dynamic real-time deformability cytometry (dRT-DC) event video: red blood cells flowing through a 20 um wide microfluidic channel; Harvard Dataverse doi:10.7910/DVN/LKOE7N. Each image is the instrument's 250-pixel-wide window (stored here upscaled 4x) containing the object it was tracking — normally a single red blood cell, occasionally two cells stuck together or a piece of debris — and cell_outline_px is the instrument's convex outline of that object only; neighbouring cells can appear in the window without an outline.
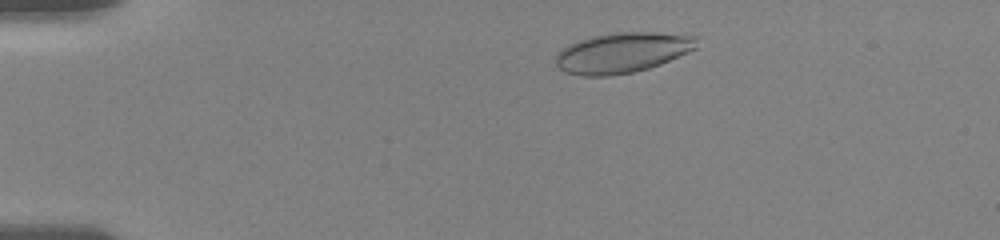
{"species": "human", "species_latin": "Homo sapiens", "temperature_condition": "room temperature", "stored_images_in_passage": 75, "camera_frame_rate_fps": 3000, "um_per_image_px": 0.085, "donor": {"sex": "female"}, "frame": {"image": 1, "passage_image": 9, "time_ms": 1.667, "image_size_px": [1000, 240], "cell_outline_px": [[700, 36], [696, 48], [688, 52], [660, 64], [648, 68], [632, 72], [608, 76], [580, 76], [564, 72], [556, 64], [556, 52], [568, 44], [592, 36], [616, 32], [652, 32]], "centroid_in_image_um": [52.89, 4.47], "position_along_channel_um": 32.1, "area_um2": 33.23}}
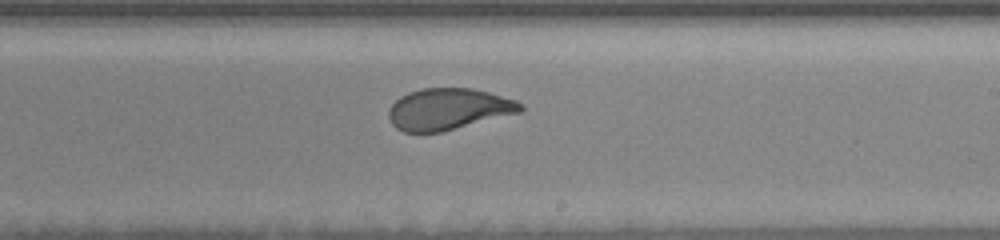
{"frame": {"image": 2, "passage_image": 49, "time_ms": 9.333, "image_size_px": [1000, 240], "cell_outline_px": [[524, 108], [520, 112], [440, 132], [404, 132], [396, 128], [392, 124], [388, 116], [388, 108], [400, 96], [408, 92], [424, 88], [472, 88], [488, 92], [516, 100], [524, 104]], "centroid_in_image_um": [38.09, 9.26], "position_along_channel_um": 250.9, "area_um2": 31.73}}
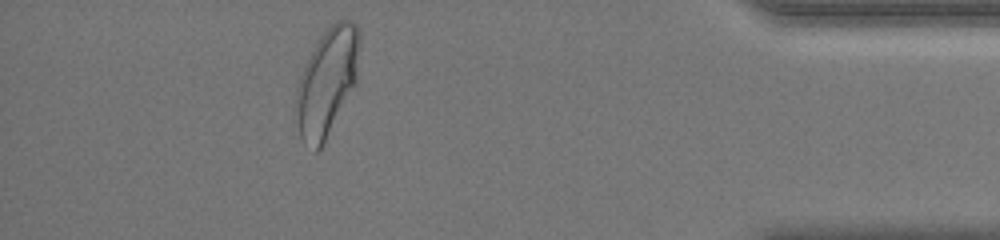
{"frame": {"image": 3, "passage_image": 69, "time_ms": 14.667, "image_size_px": [1000, 240], "cell_outline_px": [[360, 44], [356, 84], [324, 144], [316, 152], [312, 152], [300, 136], [296, 104], [296, 88], [304, 64], [320, 36], [336, 20], [348, 20], [356, 24], [360, 32]], "centroid_in_image_um": [27.82, 6.97], "position_along_channel_um": 407.4, "area_um2": 39.88}, "authors_computed_cell_mechanics": {"area_um2": 33.1772, "velocity_mm_per_s": 3.6706, "shape_relaxation_time_tau1_ms": 4.448, "shape_relaxation_time_tau2_ms": null, "deformation_change_tau1": 0.1636, "deformation_change_tau2": null}}